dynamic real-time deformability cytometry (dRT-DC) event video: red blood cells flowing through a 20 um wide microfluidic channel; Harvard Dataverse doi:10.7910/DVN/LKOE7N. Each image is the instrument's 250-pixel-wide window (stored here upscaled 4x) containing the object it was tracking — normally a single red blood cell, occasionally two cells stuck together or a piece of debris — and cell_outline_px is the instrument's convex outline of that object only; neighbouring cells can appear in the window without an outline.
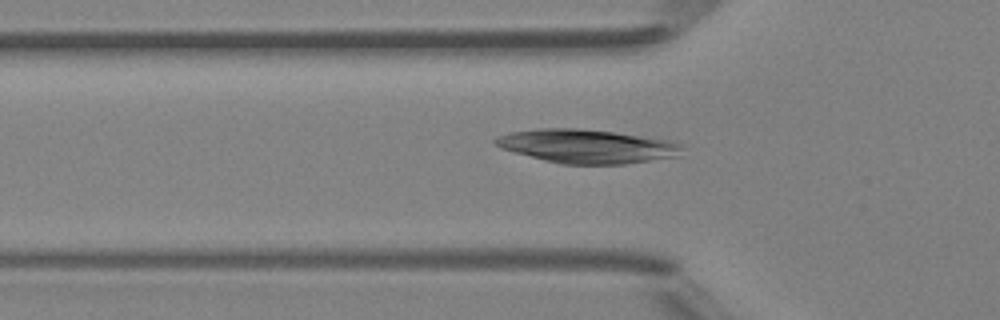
{"species": "Egyptian fruit bat (a non-hibernating species)", "species_latin": "Rousettus aegyptiacus", "temperature_condition": "room temperature", "stored_images_in_passage": 40, "camera_frame_rate_fps": 3000, "um_per_image_px": 0.085, "animal": {"sex": "female"}, "frame": {"image": 1, "passage_image": 14, "time_ms": 4.333, "image_size_px": [1000, 320], "cell_outline_px": [[680, 148], [676, 156], [624, 164], [560, 164], [544, 160], [500, 148], [492, 140], [496, 136], [512, 132], [536, 128], [580, 128], [656, 136], [672, 140], [680, 144]], "centroid_in_image_um": [49.89, 12.41], "position_along_channel_um": 75.9, "area_um2": 36.99}}
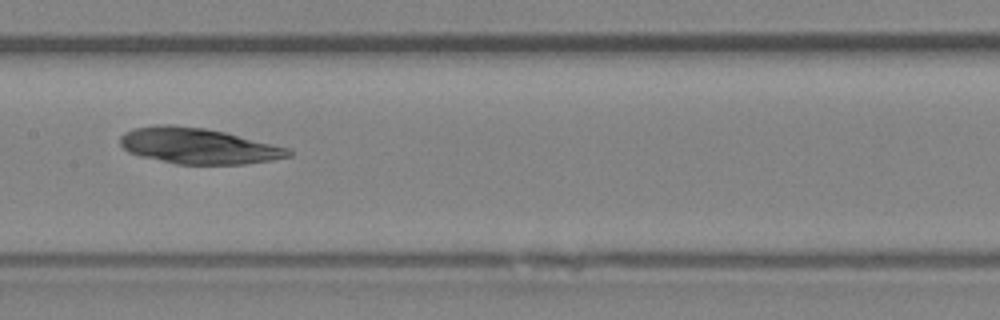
{"frame": {"image": 2, "passage_image": 22, "time_ms": 7.0, "image_size_px": [1000, 320], "cell_outline_px": [[292, 156], [272, 160], [244, 164], [176, 164], [140, 156], [128, 152], [120, 144], [120, 136], [124, 132], [132, 128], [156, 124], [172, 124], [204, 128], [224, 132], [292, 148]], "centroid_in_image_um": [16.85, 12.4], "position_along_channel_um": 190.6, "area_um2": 35.43}}
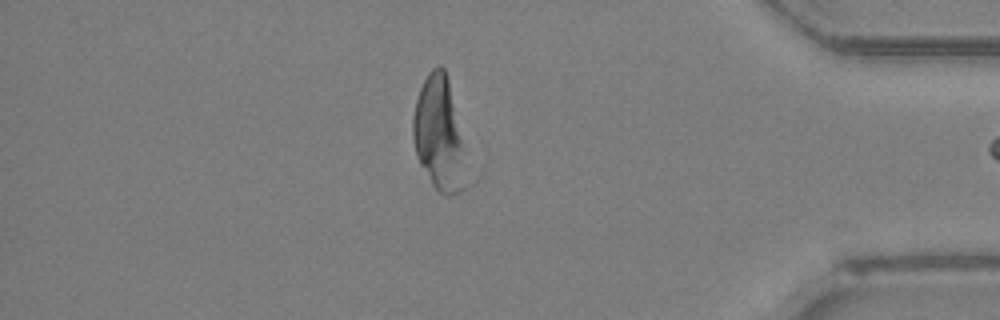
{"frame": {"image": 3, "passage_image": 39, "time_ms": 12.667, "image_size_px": [1000, 320], "cell_outline_px": [[468, 184], [464, 188], [456, 192], [440, 192], [432, 184], [420, 164], [416, 156], [412, 136], [412, 120], [416, 100], [420, 88], [428, 72], [432, 68], [440, 64], [444, 68], [448, 80], [460, 140]], "centroid_in_image_um": [37.26, 11.38], "position_along_channel_um": 397.9, "area_um2": 34.04}}